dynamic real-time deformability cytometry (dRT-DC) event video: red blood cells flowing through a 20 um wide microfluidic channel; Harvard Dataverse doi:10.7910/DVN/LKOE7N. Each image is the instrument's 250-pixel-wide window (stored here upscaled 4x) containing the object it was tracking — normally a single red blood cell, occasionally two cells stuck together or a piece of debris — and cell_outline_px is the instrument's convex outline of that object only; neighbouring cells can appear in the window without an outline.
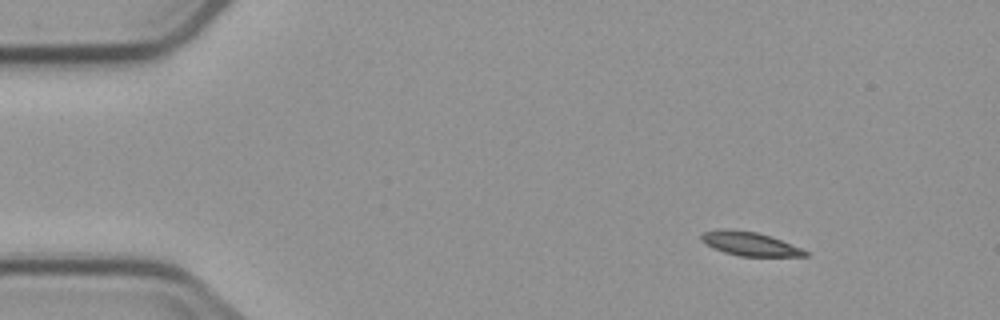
{"species": "common noctule bat (a hibernating species)", "species_latin": "Nyctalus noctula", "temperature_condition": "cold", "stored_images_in_passage": 9, "camera_frame_rate_fps": 3000, "um_per_image_px": 0.085, "animal": {"sex": "male", "body_mass_g": 23.1, "forearm_length_mm": 52.7}, "frame": {"image": 1, "passage_image": 1, "time_ms": 0.0, "image_size_px": [1000, 320], "cell_outline_px": [[808, 256], [740, 256], [724, 252], [712, 248], [700, 240], [700, 236], [704, 232], [720, 228], [724, 228], [756, 232], [780, 240], [800, 248], [808, 252]], "centroid_in_image_um": [63.66, 20.72], "position_along_channel_um": 21.3, "area_um2": 14.22}}
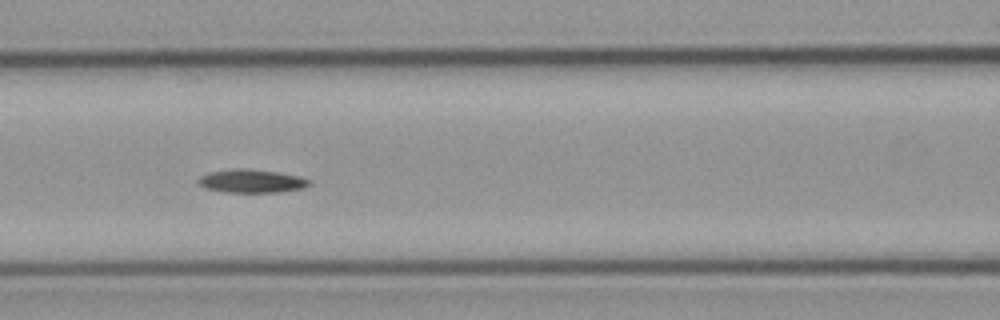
{"frame": {"image": 2, "passage_image": 6, "time_ms": 5.667, "image_size_px": [1000, 320], "cell_outline_px": [[312, 184], [304, 188], [280, 192], [224, 192], [204, 188], [196, 180], [200, 176], [208, 172], [236, 168], [248, 168], [276, 172], [300, 176], [312, 180]], "centroid_in_image_um": [21.4, 15.39], "position_along_channel_um": 145.2, "area_um2": 15.32}}
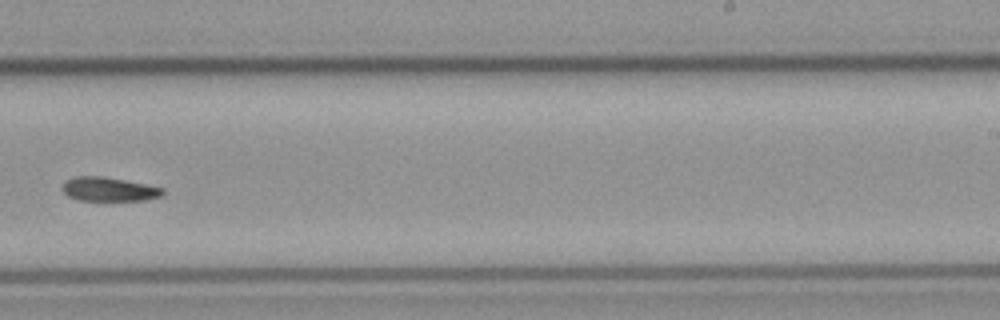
{"frame": {"image": 3, "passage_image": 9, "time_ms": 9.333, "image_size_px": [1000, 320], "cell_outline_px": [[164, 196], [144, 200], [76, 200], [68, 196], [60, 188], [68, 180], [76, 176], [100, 176], [124, 180], [164, 188]], "centroid_in_image_um": [9.27, 16.09], "position_along_channel_um": 279.7, "area_um2": 13.93}}